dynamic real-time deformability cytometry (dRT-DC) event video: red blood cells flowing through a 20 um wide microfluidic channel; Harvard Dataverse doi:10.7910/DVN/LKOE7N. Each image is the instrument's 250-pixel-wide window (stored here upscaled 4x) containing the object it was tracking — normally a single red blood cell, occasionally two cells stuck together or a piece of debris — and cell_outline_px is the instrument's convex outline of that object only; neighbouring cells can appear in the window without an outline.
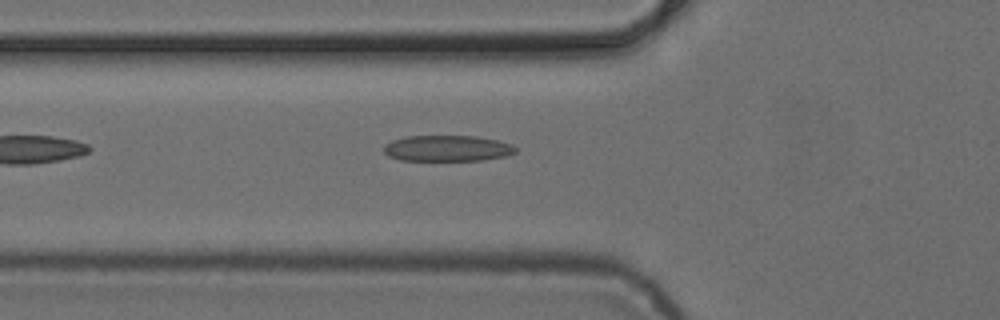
{"species": "common noctule bat (a hibernating species)", "species_latin": "Nyctalus noctula", "temperature_condition": "cold", "stored_images_in_passage": 5, "camera_frame_rate_fps": 3000, "um_per_image_px": 0.085, "animal": {"sex": "female", "body_mass_g": 24.6, "forearm_length_mm": 56.2}, "frame": {"image": 1, "passage_image": 5, "time_ms": 4.667, "image_size_px": [1000, 320], "cell_outline_px": [[516, 152], [504, 156], [480, 160], [400, 160], [388, 156], [384, 152], [384, 144], [392, 140], [404, 136], [476, 136], [496, 140], [512, 144], [516, 148]], "centroid_in_image_um": [37.98, 12.6], "position_along_channel_um": 87.8, "area_um2": 19.88}}